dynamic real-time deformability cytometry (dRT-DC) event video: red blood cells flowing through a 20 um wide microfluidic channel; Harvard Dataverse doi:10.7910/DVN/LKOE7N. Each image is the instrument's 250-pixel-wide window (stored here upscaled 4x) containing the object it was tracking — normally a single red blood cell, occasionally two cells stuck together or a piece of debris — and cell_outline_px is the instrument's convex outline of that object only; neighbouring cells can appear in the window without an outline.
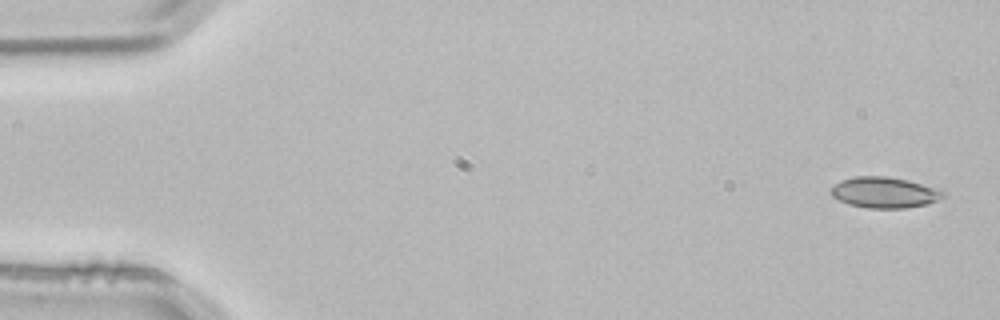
{"species": "common noctule bat (a hibernating species)", "species_latin": "Nyctalus noctula", "temperature_condition": "room temperature", "stored_images_in_passage": 3, "camera_frame_rate_fps": 3000, "um_per_image_px": 0.085, "animal": {"sex": "male", "body_mass_g": 21.5, "forearm_length_mm": 52.0}, "frame": {"image": 1, "passage_image": 1, "time_ms": 0.0, "image_size_px": [1000, 320], "cell_outline_px": [[944, 196], [928, 204], [904, 208], [868, 208], [848, 204], [832, 196], [832, 188], [840, 180], [856, 176], [888, 176], [908, 180], [936, 188], [944, 192]], "centroid_in_image_um": [75.17, 16.36], "position_along_channel_um": 9.8, "area_um2": 20.0}}